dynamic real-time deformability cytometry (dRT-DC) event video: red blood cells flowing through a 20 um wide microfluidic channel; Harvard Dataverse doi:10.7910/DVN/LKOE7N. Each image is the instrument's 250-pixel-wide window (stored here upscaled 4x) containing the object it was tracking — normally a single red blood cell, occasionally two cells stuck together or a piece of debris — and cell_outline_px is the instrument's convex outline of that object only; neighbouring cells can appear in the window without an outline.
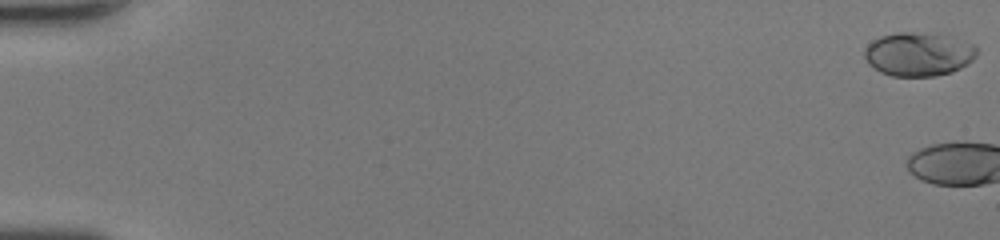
{"species": "human", "species_latin": "Homo sapiens", "temperature_condition": "room temperature", "stored_images_in_passage": 4, "camera_frame_rate_fps": 3000, "um_per_image_px": 0.085, "donor": {"sex": "female"}, "frame": {"image": 1, "passage_image": 1, "time_ms": 0.0, "image_size_px": [1000, 240], "cell_outline_px": [[976, 56], [972, 60], [960, 68], [952, 72], [936, 76], [892, 76], [880, 72], [868, 64], [864, 56], [864, 48], [872, 40], [880, 36], [900, 32], [912, 32], [944, 36], [976, 44]], "centroid_in_image_um": [78.04, 4.62], "position_along_channel_um": 7.0, "area_um2": 28.5}}